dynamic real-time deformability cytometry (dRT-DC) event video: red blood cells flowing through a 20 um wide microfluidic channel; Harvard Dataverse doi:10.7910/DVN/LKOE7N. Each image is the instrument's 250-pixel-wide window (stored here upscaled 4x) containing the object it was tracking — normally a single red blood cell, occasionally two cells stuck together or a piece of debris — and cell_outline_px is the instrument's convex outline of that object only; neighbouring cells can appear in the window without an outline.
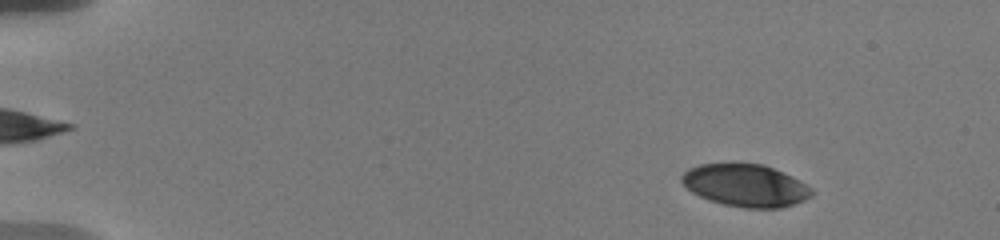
{"species": "human", "species_latin": "Homo sapiens", "temperature_condition": "warm", "stored_images_in_passage": 10, "camera_frame_rate_fps": 3000, "um_per_image_px": 0.085, "donor": {"sex": "male"}, "frame": {"image": 1, "passage_image": 2, "time_ms": 1.0, "image_size_px": [1000, 240], "cell_outline_px": [[812, 196], [804, 200], [780, 208], [744, 208], [724, 204], [708, 200], [692, 192], [680, 180], [680, 176], [688, 168], [700, 164], [764, 164], [792, 176], [812, 188]], "centroid_in_image_um": [63.36, 15.76], "position_along_channel_um": 21.6, "area_um2": 31.96}}
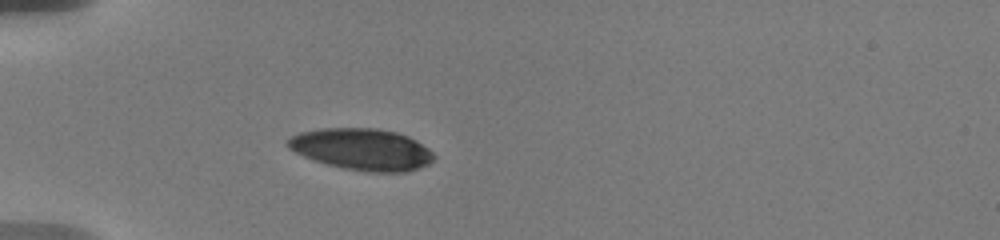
{"frame": {"image": 2, "passage_image": 7, "time_ms": 4.667, "image_size_px": [1000, 240], "cell_outline_px": [[436, 156], [428, 164], [420, 168], [408, 172], [368, 172], [344, 168], [328, 164], [304, 156], [288, 148], [284, 144], [292, 136], [300, 132], [320, 128], [376, 128], [396, 132], [408, 136], [416, 140], [428, 148]], "centroid_in_image_um": [30.79, 12.69], "position_along_channel_um": 54.2, "area_um2": 35.43}}
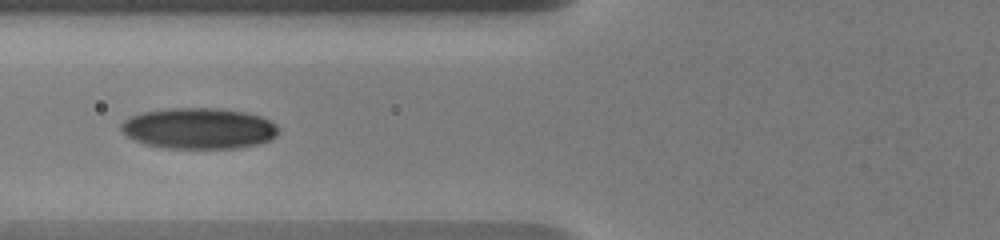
{"frame": {"image": 3, "passage_image": 9, "time_ms": 6.667, "image_size_px": [1000, 240], "cell_outline_px": [[280, 128], [276, 136], [268, 140], [256, 144], [240, 148], [164, 148], [144, 144], [128, 136], [120, 128], [120, 124], [128, 116], [140, 112], [168, 108], [220, 108], [244, 112], [260, 116], [276, 124]], "centroid_in_image_um": [16.88, 10.9], "position_along_channel_um": 108.9, "area_um2": 37.74}}